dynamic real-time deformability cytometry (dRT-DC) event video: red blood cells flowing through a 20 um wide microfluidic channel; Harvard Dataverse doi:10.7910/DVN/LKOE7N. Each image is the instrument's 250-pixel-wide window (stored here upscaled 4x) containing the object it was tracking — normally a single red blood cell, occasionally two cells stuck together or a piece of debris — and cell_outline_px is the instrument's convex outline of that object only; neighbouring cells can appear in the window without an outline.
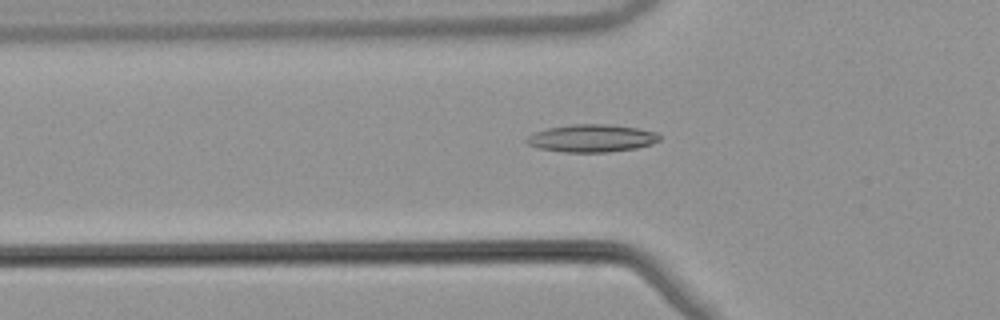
{"species": "common noctule bat (a hibernating species)", "species_latin": "Nyctalus noctula", "temperature_condition": "warm", "stored_images_in_passage": 37, "camera_frame_rate_fps": 3000, "um_per_image_px": 0.085, "animal": {"sex": "male", "body_mass_g": 21.5, "forearm_length_mm": 52.0}, "frame": {"image": 1, "passage_image": 2, "time_ms": 0.333, "image_size_px": [1000, 320], "cell_outline_px": [[660, 140], [652, 144], [636, 148], [608, 152], [564, 152], [540, 148], [528, 144], [524, 140], [528, 136], [536, 132], [548, 128], [572, 124], [608, 124], [636, 128], [656, 132], [660, 136]], "centroid_in_image_um": [50.31, 11.75], "position_along_channel_um": 75.5, "area_um2": 21.27}}
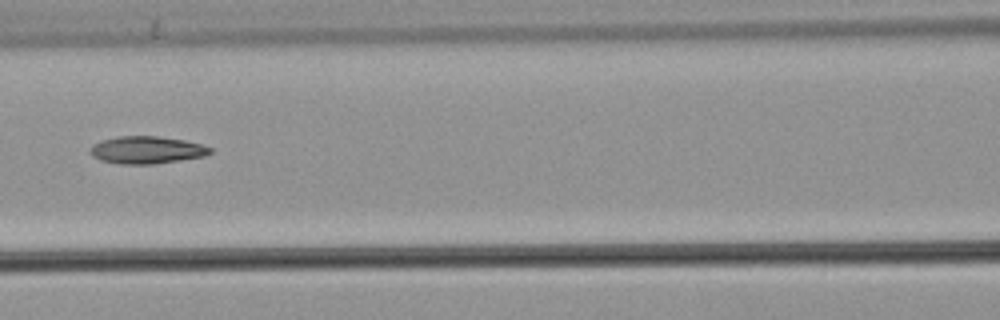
{"frame": {"image": 2, "passage_image": 8, "time_ms": 2.333, "image_size_px": [1000, 320], "cell_outline_px": [[212, 152], [204, 156], [180, 160], [152, 164], [120, 164], [100, 160], [92, 156], [92, 144], [100, 140], [116, 136], [156, 136], [184, 140], [200, 144], [212, 148]], "centroid_in_image_um": [12.45, 12.74], "position_along_channel_um": 154.1, "area_um2": 19.07}}
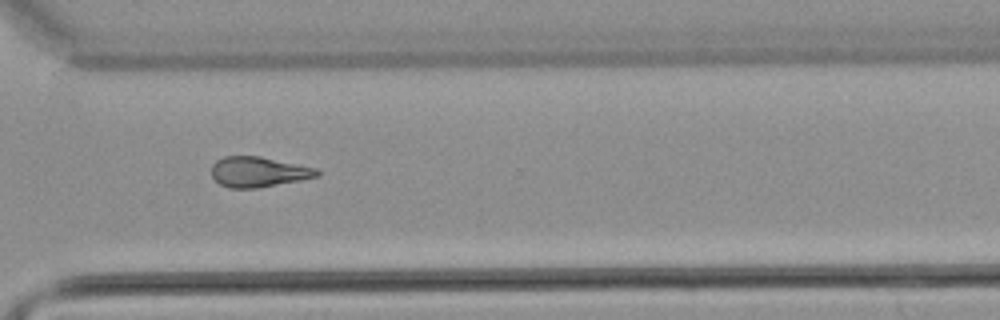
{"frame": {"image": 3, "passage_image": 23, "time_ms": 7.333, "image_size_px": [1000, 320], "cell_outline_px": [[320, 176], [300, 180], [256, 188], [228, 188], [220, 184], [212, 176], [212, 164], [216, 160], [224, 156], [260, 156], [316, 168], [320, 172]], "centroid_in_image_um": [21.95, 14.61], "position_along_channel_um": 348.6, "area_um2": 18.55}, "authors_computed_cell_mechanics": {"area_um2": 18.7272, "velocity_mm_per_s": 3.8971, "shape_relaxation_time_tau1_ms": null, "shape_relaxation_time_tau2_ms": 6.0678, "deformation_change_tau1": null, "deformation_change_tau2": 0.1753}}